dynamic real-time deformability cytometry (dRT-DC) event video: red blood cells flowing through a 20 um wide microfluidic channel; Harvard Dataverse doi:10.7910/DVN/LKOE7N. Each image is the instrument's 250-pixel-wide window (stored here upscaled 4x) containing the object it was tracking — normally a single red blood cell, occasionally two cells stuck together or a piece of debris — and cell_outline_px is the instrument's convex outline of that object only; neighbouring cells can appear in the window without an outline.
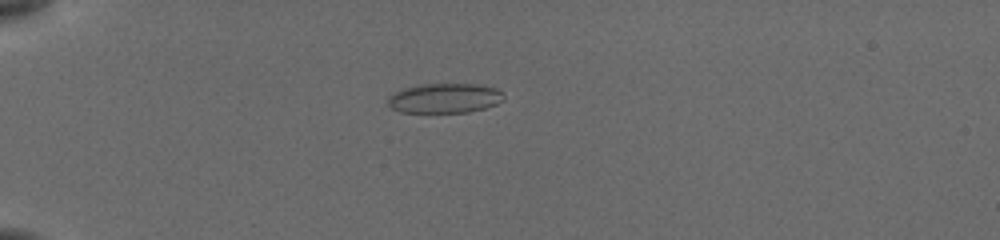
{"species": "common noctule bat (a hibernating species)", "species_latin": "Nyctalus noctula", "temperature_condition": "cold", "stored_images_in_passage": 42, "camera_frame_rate_fps": 3000, "um_per_image_px": 0.085, "animal": {"sex": "female", "body_mass_g": 19.5, "forearm_length_mm": 54.1}, "frame": {"image": 1, "passage_image": 4, "time_ms": 1.0, "image_size_px": [1000, 240], "cell_outline_px": [[504, 100], [496, 104], [484, 108], [468, 112], [400, 112], [392, 108], [388, 104], [388, 96], [392, 92], [400, 88], [424, 84], [476, 84], [496, 88], [504, 96]], "centroid_in_image_um": [37.75, 8.34], "position_along_channel_um": 47.2, "area_um2": 20.11}}
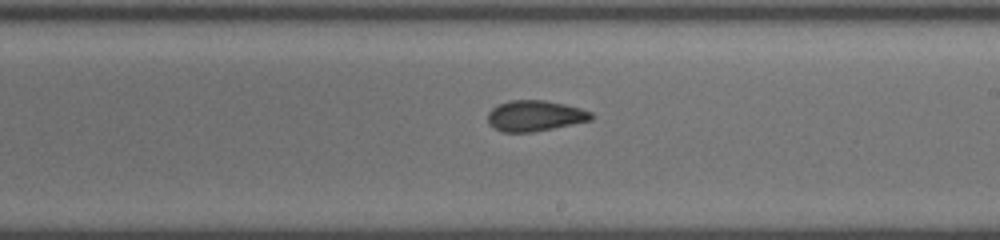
{"frame": {"image": 2, "passage_image": 22, "time_ms": 7.0, "image_size_px": [1000, 240], "cell_outline_px": [[596, 116], [592, 120], [532, 132], [500, 132], [488, 124], [488, 112], [496, 104], [512, 100], [544, 100], [564, 104], [580, 108], [592, 112]], "centroid_in_image_um": [45.46, 9.84], "position_along_channel_um": 243.5, "area_um2": 18.67}}
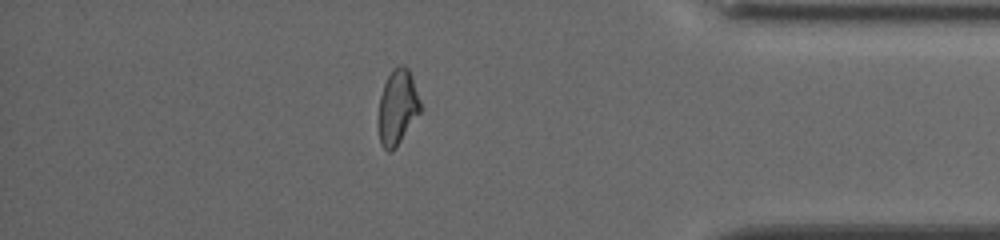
{"frame": {"image": 3, "passage_image": 36, "time_ms": 11.667, "image_size_px": [1000, 240], "cell_outline_px": [[420, 112], [396, 148], [392, 152], [388, 152], [380, 144], [376, 120], [380, 96], [384, 84], [392, 68], [400, 64], [408, 68], [412, 76], [420, 100]], "centroid_in_image_um": [33.74, 9.14], "position_along_channel_um": 401.5, "area_um2": 18.73}, "authors_computed_cell_mechanics": {"area_um2": 18.9006, "velocity_mm_per_s": 3.8841, "shape_relaxation_time_tau1_ms": 6.9895, "shape_relaxation_time_tau2_ms": 1.9832, "deformation_change_tau1": 0.145, "deformation_change_tau2": 0.0745}}